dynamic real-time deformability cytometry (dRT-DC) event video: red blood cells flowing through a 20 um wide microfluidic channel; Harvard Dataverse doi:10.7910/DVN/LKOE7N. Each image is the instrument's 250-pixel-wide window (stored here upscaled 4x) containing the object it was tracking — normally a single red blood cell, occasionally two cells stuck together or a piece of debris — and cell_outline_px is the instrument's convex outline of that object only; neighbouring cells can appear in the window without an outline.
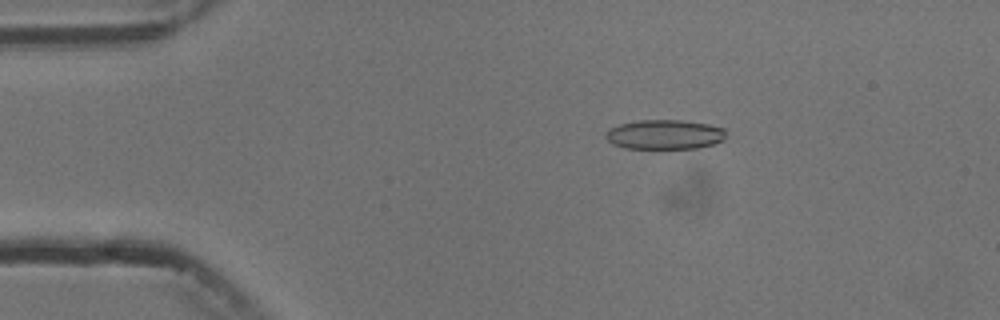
{"species": "common noctule bat (a hibernating species)", "species_latin": "Nyctalus noctula", "temperature_condition": "cold", "stored_images_in_passage": 6, "camera_frame_rate_fps": 3000, "um_per_image_px": 0.085, "animal": {"sex": "male", "body_mass_g": 13.3}, "frame": {"image": 1, "passage_image": 3, "time_ms": 2.333, "image_size_px": [1000, 320], "cell_outline_px": [[724, 140], [712, 144], [696, 148], [624, 148], [612, 144], [604, 136], [604, 132], [608, 128], [620, 124], [636, 120], [680, 120], [708, 124], [724, 128]], "centroid_in_image_um": [56.43, 11.43], "position_along_channel_um": 28.6, "area_um2": 20.75}}
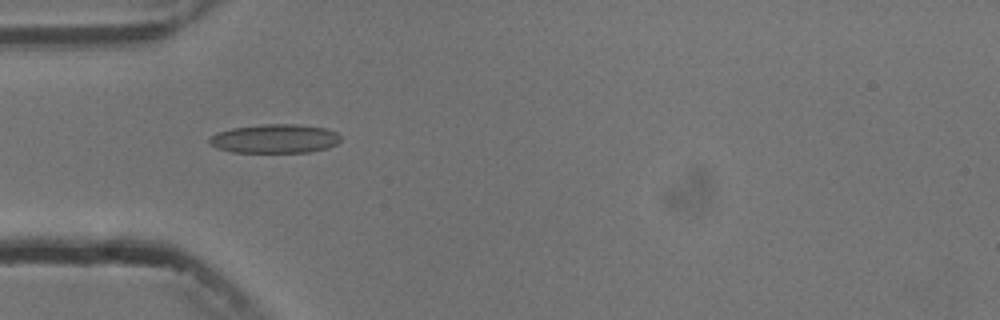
{"frame": {"image": 2, "passage_image": 5, "time_ms": 4.667, "image_size_px": [1000, 320], "cell_outline_px": [[340, 140], [336, 144], [328, 148], [308, 152], [232, 152], [216, 148], [208, 144], [208, 140], [216, 132], [232, 128], [264, 124], [296, 124], [324, 128], [336, 132], [340, 136]], "centroid_in_image_um": [23.33, 11.79], "position_along_channel_um": 61.7, "area_um2": 22.14}}
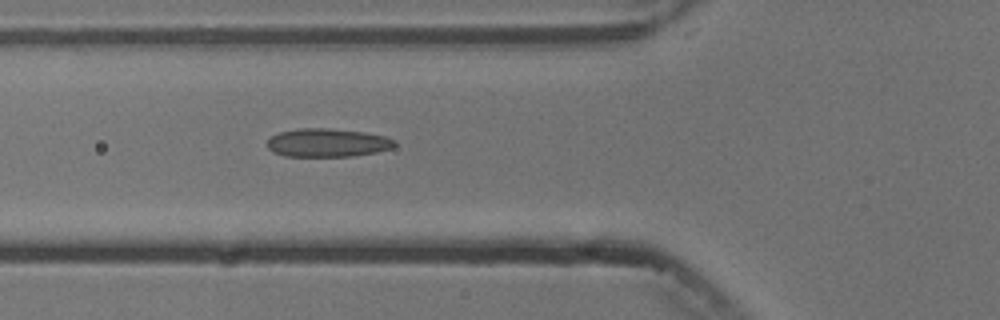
{"frame": {"image": 3, "passage_image": 6, "time_ms": 5.667, "image_size_px": [1000, 320], "cell_outline_px": [[396, 144], [392, 148], [376, 152], [352, 156], [284, 156], [272, 152], [268, 148], [268, 140], [272, 136], [280, 132], [300, 128], [328, 128], [364, 132], [384, 136], [396, 140]], "centroid_in_image_um": [27.84, 12.13], "position_along_channel_um": 98.0, "area_um2": 21.04}}